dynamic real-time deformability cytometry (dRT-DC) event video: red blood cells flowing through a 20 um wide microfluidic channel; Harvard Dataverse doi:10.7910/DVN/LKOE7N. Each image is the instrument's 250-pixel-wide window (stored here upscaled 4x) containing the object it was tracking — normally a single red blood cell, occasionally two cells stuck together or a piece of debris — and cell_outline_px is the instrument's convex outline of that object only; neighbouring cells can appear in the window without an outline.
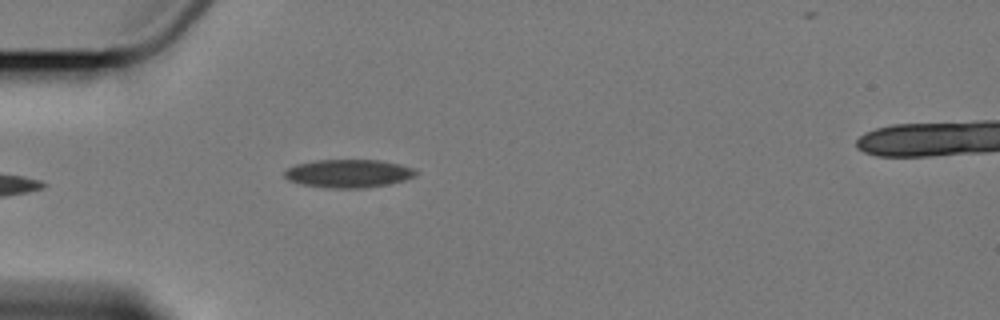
{"species": "Egyptian fruit bat (a non-hibernating species)", "species_latin": "Rousettus aegyptiacus", "temperature_condition": "cold", "stored_images_in_passage": 6, "camera_frame_rate_fps": 3000, "um_per_image_px": 0.085, "animal": {"sex": "female"}, "frame": {"image": 1, "passage_image": 5, "time_ms": 4.667, "image_size_px": [1000, 320], "cell_outline_px": [[420, 172], [416, 176], [404, 180], [388, 184], [360, 188], [332, 188], [304, 184], [288, 180], [284, 176], [284, 172], [288, 168], [296, 164], [316, 160], [380, 160], [400, 164], [412, 168]], "centroid_in_image_um": [29.65, 14.73], "position_along_channel_um": 55.4, "area_um2": 21.44}}